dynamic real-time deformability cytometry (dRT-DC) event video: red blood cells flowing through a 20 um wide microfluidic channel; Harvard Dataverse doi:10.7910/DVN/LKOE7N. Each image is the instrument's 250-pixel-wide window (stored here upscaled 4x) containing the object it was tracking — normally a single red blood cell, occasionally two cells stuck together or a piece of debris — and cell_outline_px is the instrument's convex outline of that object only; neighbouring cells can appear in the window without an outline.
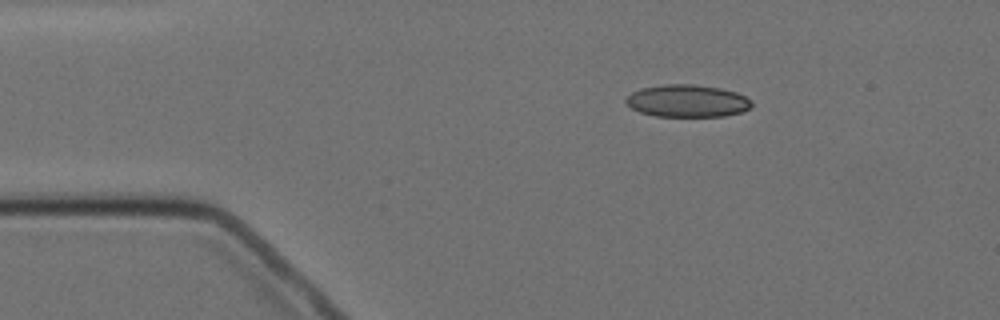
{"species": "Egyptian fruit bat (a non-hibernating species)", "species_latin": "Rousettus aegyptiacus", "temperature_condition": "cold", "stored_images_in_passage": 3, "camera_frame_rate_fps": 3000, "um_per_image_px": 0.085, "animal": {"sex": "female"}, "frame": {"image": 1, "passage_image": 1, "time_ms": 0.0, "image_size_px": [1000, 320], "cell_outline_px": [[752, 104], [748, 108], [740, 112], [724, 116], [656, 116], [640, 112], [632, 108], [624, 100], [632, 92], [640, 88], [664, 84], [692, 84], [720, 88], [736, 92], [752, 100]], "centroid_in_image_um": [58.4, 8.57], "position_along_channel_um": 26.6, "area_um2": 23.58}}
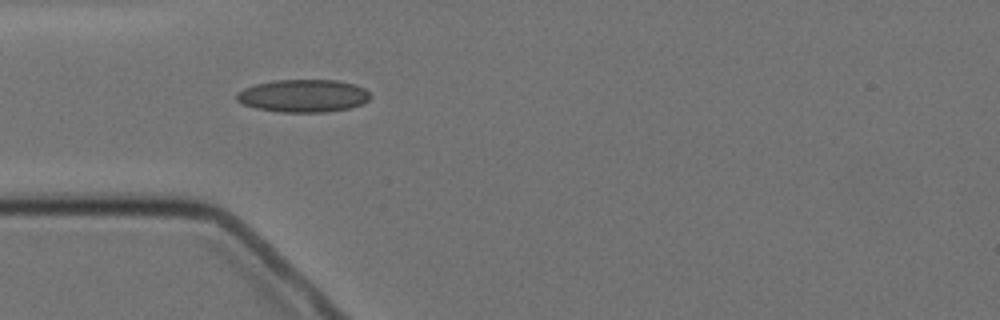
{"frame": {"image": 2, "passage_image": 3, "time_ms": 2.333, "image_size_px": [1000, 320], "cell_outline_px": [[372, 96], [364, 104], [348, 108], [324, 112], [280, 112], [256, 108], [244, 104], [236, 100], [236, 92], [244, 88], [256, 84], [276, 80], [336, 80], [356, 84], [364, 88]], "centroid_in_image_um": [25.79, 8.14], "position_along_channel_um": 59.2, "area_um2": 25.55}}